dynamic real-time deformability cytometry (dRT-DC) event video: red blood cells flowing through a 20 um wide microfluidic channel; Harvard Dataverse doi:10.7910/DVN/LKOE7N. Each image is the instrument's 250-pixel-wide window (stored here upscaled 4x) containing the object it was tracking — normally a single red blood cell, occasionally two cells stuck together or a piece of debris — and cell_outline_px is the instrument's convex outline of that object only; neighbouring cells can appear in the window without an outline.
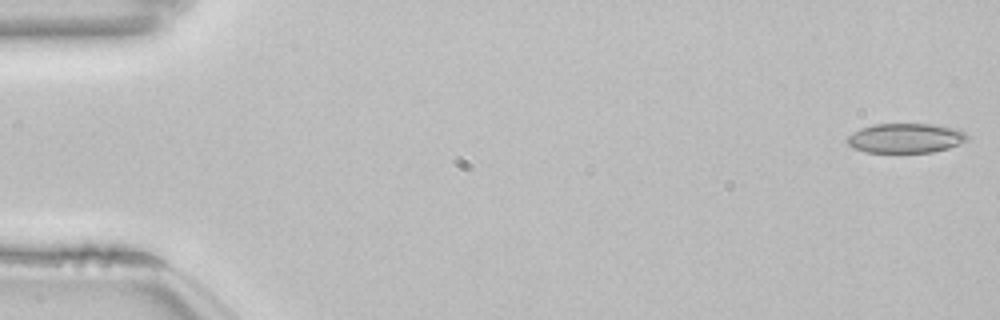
{"species": "common noctule bat (a hibernating species)", "species_latin": "Nyctalus noctula", "temperature_condition": "room temperature", "stored_images_in_passage": 53, "camera_frame_rate_fps": 3000, "um_per_image_px": 0.085, "animal": {"sex": "female", "body_mass_g": 22.7, "forearm_length_mm": 54.2}, "frame": {"image": 1, "passage_image": 1, "time_ms": 0.0, "image_size_px": [1000, 320], "cell_outline_px": [[968, 140], [960, 144], [948, 148], [932, 152], [864, 152], [852, 148], [844, 140], [848, 136], [860, 128], [872, 124], [932, 124], [956, 128], [964, 132], [968, 136]], "centroid_in_image_um": [76.95, 11.74], "position_along_channel_um": 8.0, "area_um2": 20.87}}
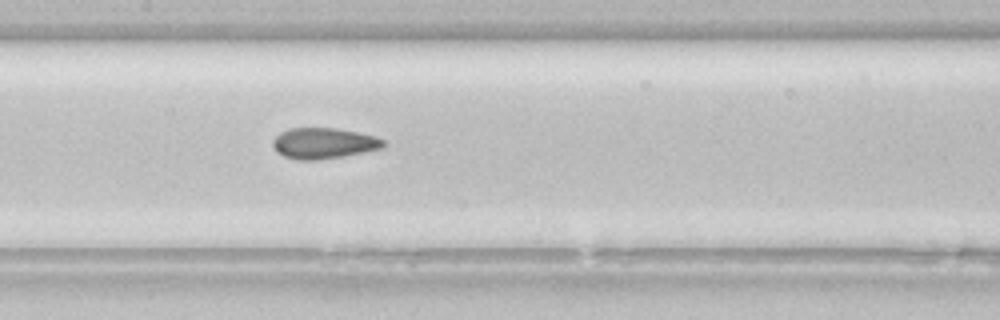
{"frame": {"image": 2, "passage_image": 26, "time_ms": 8.333, "image_size_px": [1000, 320], "cell_outline_px": [[384, 148], [344, 156], [316, 160], [300, 160], [284, 156], [276, 152], [272, 144], [272, 140], [280, 132], [288, 128], [336, 128], [376, 136], [384, 140]], "centroid_in_image_um": [27.5, 12.17], "position_along_channel_um": 179.9, "area_um2": 19.94}}
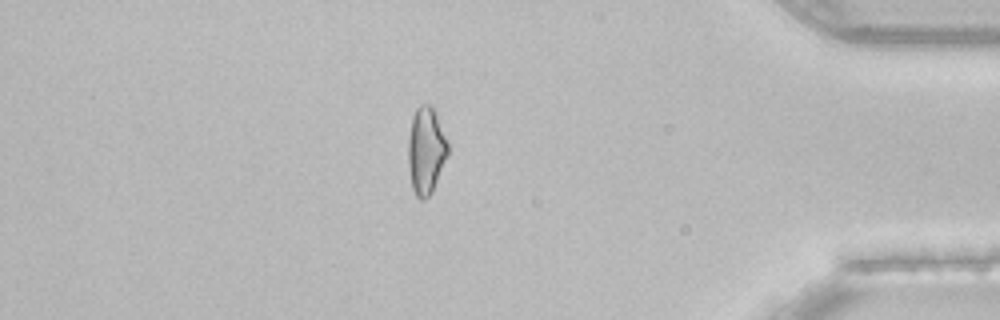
{"frame": {"image": 3, "passage_image": 46, "time_ms": 15.0, "image_size_px": [1000, 320], "cell_outline_px": [[448, 156], [432, 192], [424, 200], [420, 200], [416, 196], [412, 188], [408, 164], [408, 140], [412, 116], [416, 108], [420, 104], [432, 104], [448, 144]], "centroid_in_image_um": [36.2, 12.8], "position_along_channel_um": 399.0, "area_um2": 20.23}, "authors_computed_cell_mechanics": {"area_um2": 20.2878, "velocity_mm_per_s": 3.8546, "shape_relaxation_time_tau1_ms": null, "shape_relaxation_time_tau2_ms": 2.2059, "deformation_change_tau1": null, "deformation_change_tau2": 0.0819}}